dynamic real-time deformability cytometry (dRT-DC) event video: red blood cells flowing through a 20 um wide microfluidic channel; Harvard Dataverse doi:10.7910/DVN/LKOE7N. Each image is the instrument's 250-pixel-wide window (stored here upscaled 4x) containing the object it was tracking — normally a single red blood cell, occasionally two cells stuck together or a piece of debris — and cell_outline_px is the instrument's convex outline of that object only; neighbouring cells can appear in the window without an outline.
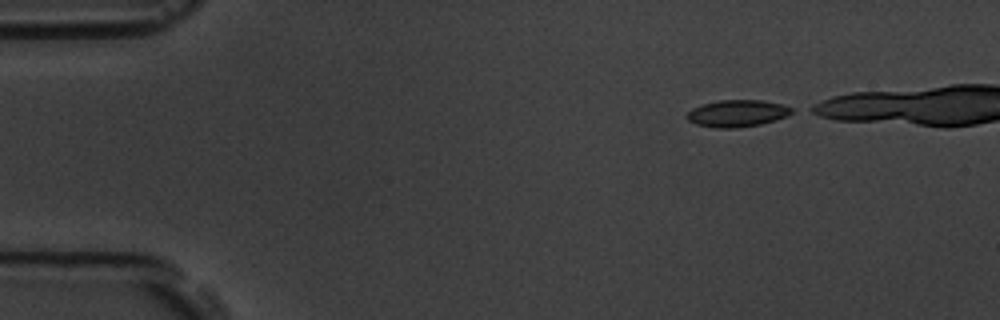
{"species": "common noctule bat (a hibernating species)", "species_latin": "Nyctalus noctula", "temperature_condition": "room temperature", "stored_images_in_passage": 7, "camera_frame_rate_fps": 3000, "um_per_image_px": 0.085, "animal": {"sex": "male", "body_mass_g": 19.5, "forearm_length_mm": 54.6}, "frame": {"image": 1, "passage_image": 1, "time_ms": 0.0, "image_size_px": [1000, 320], "cell_outline_px": [[796, 112], [788, 116], [776, 120], [760, 124], [736, 128], [716, 128], [696, 124], [688, 120], [684, 116], [692, 108], [700, 104], [720, 100], [760, 100], [784, 104], [792, 108]], "centroid_in_image_um": [62.68, 9.63], "position_along_channel_um": 22.3, "area_um2": 16.7}}
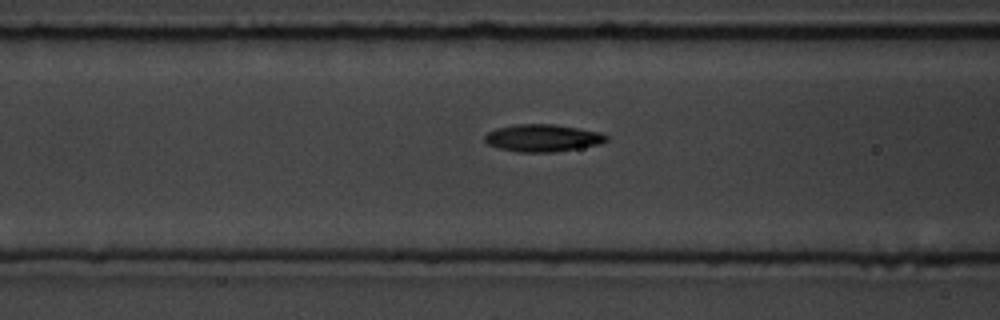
{"frame": {"image": 2, "passage_image": 6, "time_ms": 6.667, "image_size_px": [1000, 320], "cell_outline_px": [[608, 140], [600, 144], [556, 152], [520, 152], [500, 148], [488, 144], [484, 140], [484, 136], [488, 132], [496, 128], [512, 124], [556, 124], [600, 132], [608, 136]], "centroid_in_image_um": [46.13, 11.72], "position_along_channel_um": 120.5, "area_um2": 19.42}}